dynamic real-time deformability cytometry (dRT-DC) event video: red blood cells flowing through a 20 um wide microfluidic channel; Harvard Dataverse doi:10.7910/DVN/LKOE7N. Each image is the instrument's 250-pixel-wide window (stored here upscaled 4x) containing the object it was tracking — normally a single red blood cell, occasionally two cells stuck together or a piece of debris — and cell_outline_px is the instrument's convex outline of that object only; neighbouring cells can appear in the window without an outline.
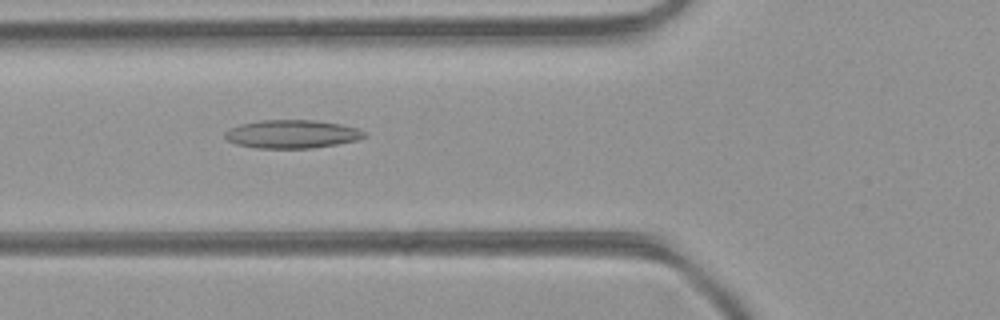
{"species": "common noctule bat (a hibernating species)", "species_latin": "Nyctalus noctula", "temperature_condition": "room temperature", "stored_images_in_passage": 45, "camera_frame_rate_fps": 3000, "um_per_image_px": 0.085, "animal": {"sex": "female", "body_mass_g": 21.9}, "frame": {"image": 1, "passage_image": 15, "time_ms": 4.667, "image_size_px": [1000, 320], "cell_outline_px": [[368, 136], [356, 140], [336, 144], [312, 148], [256, 148], [236, 144], [228, 140], [224, 136], [224, 132], [240, 124], [260, 120], [316, 120], [340, 124], [356, 128], [368, 132]], "centroid_in_image_um": [24.84, 11.39], "position_along_channel_um": 101.0, "area_um2": 23.0}}
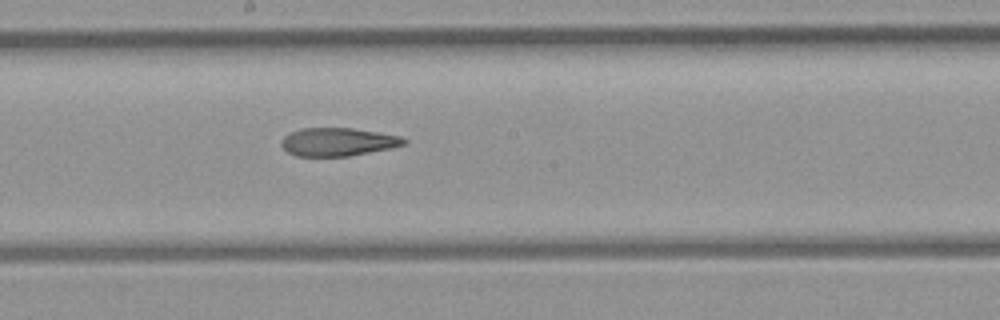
{"frame": {"image": 2, "passage_image": 23, "time_ms": 7.333, "image_size_px": [1000, 320], "cell_outline_px": [[408, 144], [392, 148], [348, 156], [296, 156], [288, 152], [280, 144], [280, 140], [284, 136], [300, 128], [352, 128], [400, 136], [408, 140]], "centroid_in_image_um": [28.73, 12.06], "position_along_channel_um": 219.5, "area_um2": 20.17}}
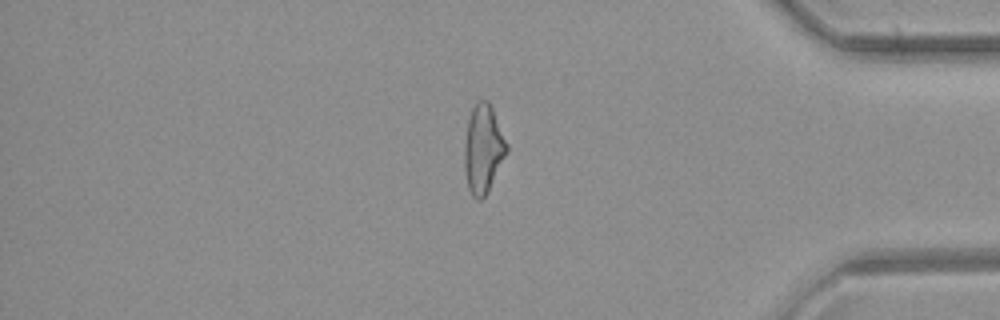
{"frame": {"image": 3, "passage_image": 37, "time_ms": 12.0, "image_size_px": [1000, 320], "cell_outline_px": [[508, 152], [488, 192], [480, 200], [476, 200], [472, 196], [468, 188], [464, 172], [464, 144], [468, 120], [472, 108], [476, 100], [488, 100], [492, 108], [508, 144]], "centroid_in_image_um": [41.07, 12.68], "position_along_channel_um": 394.1, "area_um2": 22.08}, "authors_computed_cell_mechanics": {"area_um2": 22.0796, "velocity_mm_per_s": 4.4199, "shape_relaxation_time_tau1_ms": null, "shape_relaxation_time_tau2_ms": 5.7555, "deformation_change_tau1": null, "deformation_change_tau2": 0.1719}}